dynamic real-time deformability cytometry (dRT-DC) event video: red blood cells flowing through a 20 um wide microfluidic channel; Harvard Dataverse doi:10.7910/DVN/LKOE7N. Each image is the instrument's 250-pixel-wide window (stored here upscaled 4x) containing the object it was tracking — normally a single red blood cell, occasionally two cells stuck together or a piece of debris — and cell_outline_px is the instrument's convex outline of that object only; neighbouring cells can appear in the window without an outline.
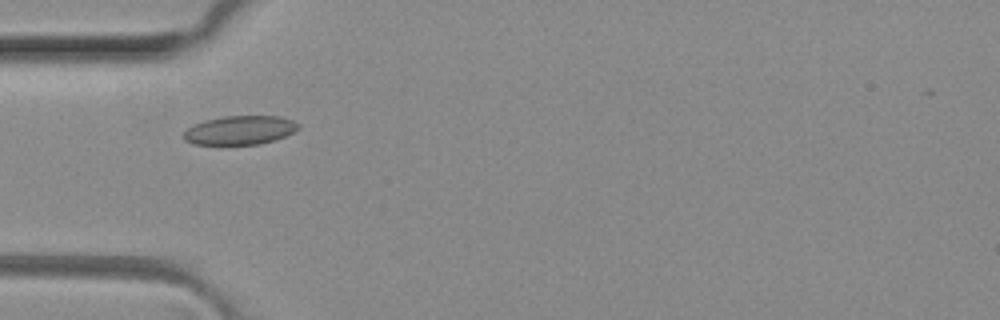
{"species": "common noctule bat (a hibernating species)", "species_latin": "Nyctalus noctula", "temperature_condition": "room temperature", "stored_images_in_passage": 29, "camera_frame_rate_fps": 3000, "um_per_image_px": 0.085, "animal": {"sex": "female", "body_mass_g": 29.2, "forearm_length_mm": 56.3}, "frame": {"image": 1, "passage_image": 1, "time_ms": 0.0, "image_size_px": [1000, 320], "cell_outline_px": [[300, 128], [284, 136], [260, 144], [192, 144], [184, 140], [184, 132], [188, 128], [196, 124], [208, 120], [224, 116], [280, 116], [292, 120], [300, 124]], "centroid_in_image_um": [20.41, 11.06], "position_along_channel_um": 64.6, "area_um2": 19.02}}
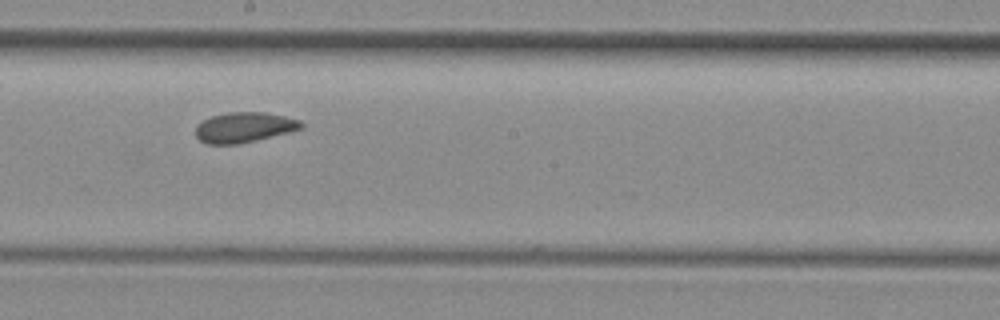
{"frame": {"image": 2, "passage_image": 13, "time_ms": 4.0, "image_size_px": [1000, 320], "cell_outline_px": [[304, 128], [256, 140], [236, 144], [208, 144], [200, 140], [196, 136], [196, 128], [204, 120], [212, 116], [228, 112], [264, 112], [284, 116], [300, 120], [304, 124]], "centroid_in_image_um": [20.78, 10.82], "position_along_channel_um": 227.4, "area_um2": 18.38}}
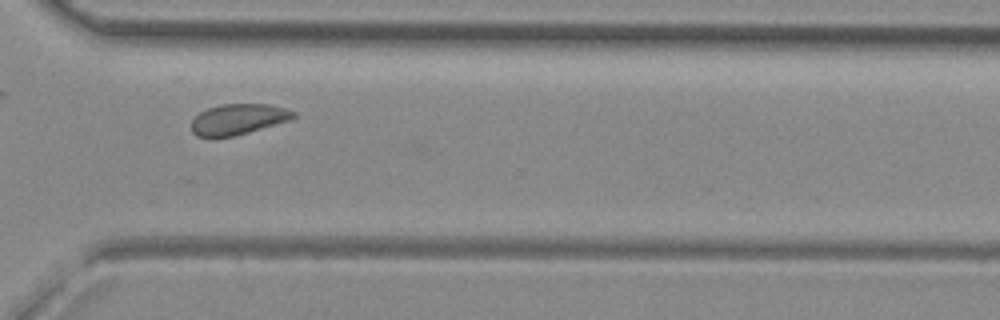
{"frame": {"image": 3, "passage_image": 22, "time_ms": 7.0, "image_size_px": [1000, 320], "cell_outline_px": [[296, 116], [292, 120], [248, 132], [232, 136], [212, 140], [208, 140], [196, 136], [192, 132], [192, 120], [200, 112], [208, 108], [220, 104], [268, 104], [284, 108], [296, 112]], "centroid_in_image_um": [20.21, 10.17], "position_along_channel_um": 350.4, "area_um2": 18.67}, "authors_computed_cell_mechanics": {"area_um2": 18.6694, "velocity_mm_per_s": 4.0853, "shape_relaxation_time_tau1_ms": 7.7872, "shape_relaxation_time_tau2_ms": 1.8401, "deformation_change_tau1": 0.0817, "deformation_change_tau2": 0.0383}}